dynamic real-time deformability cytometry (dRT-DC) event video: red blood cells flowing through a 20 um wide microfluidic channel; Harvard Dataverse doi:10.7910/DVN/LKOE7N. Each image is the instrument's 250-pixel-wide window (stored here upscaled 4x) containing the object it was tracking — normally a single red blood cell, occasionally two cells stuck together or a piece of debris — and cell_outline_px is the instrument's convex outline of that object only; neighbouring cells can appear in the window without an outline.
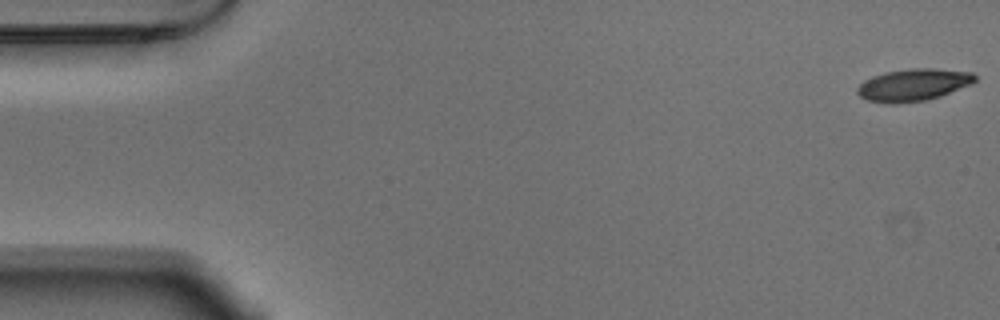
{"species": "Egyptian fruit bat (a non-hibernating species)", "species_latin": "Rousettus aegyptiacus", "temperature_condition": "warm", "stored_images_in_passage": 54, "camera_frame_rate_fps": 3000, "um_per_image_px": 0.085, "animal": {"sex": "male"}, "frame": {"image": 1, "passage_image": 1, "time_ms": 0.0, "image_size_px": [1000, 320], "cell_outline_px": [[976, 80], [972, 84], [940, 96], [924, 100], [896, 104], [892, 104], [868, 100], [860, 96], [856, 92], [856, 88], [864, 80], [872, 76], [884, 72], [912, 68], [936, 68], [972, 72], [976, 76]], "centroid_in_image_um": [77.63, 7.2], "position_along_channel_um": 7.4, "area_um2": 22.14}}
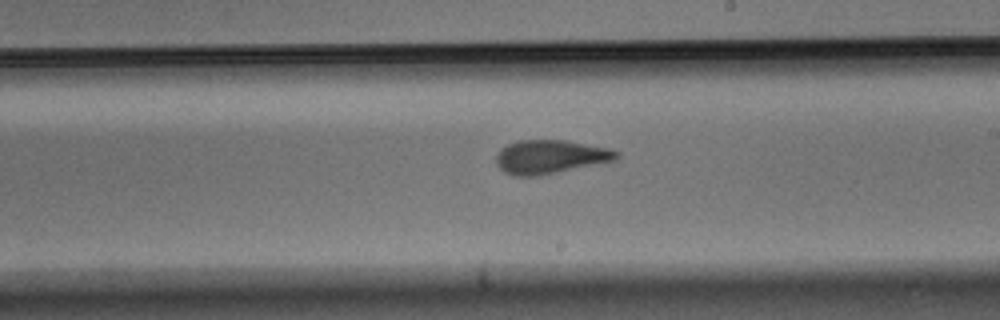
{"frame": {"image": 2, "passage_image": 31, "time_ms": 10.0, "image_size_px": [1000, 320], "cell_outline_px": [[620, 156], [616, 160], [540, 176], [512, 176], [504, 172], [496, 164], [496, 156], [500, 148], [508, 144], [520, 140], [568, 140], [612, 148], [620, 152]], "centroid_in_image_um": [46.8, 13.33], "position_along_channel_um": 242.2, "area_um2": 24.04}}
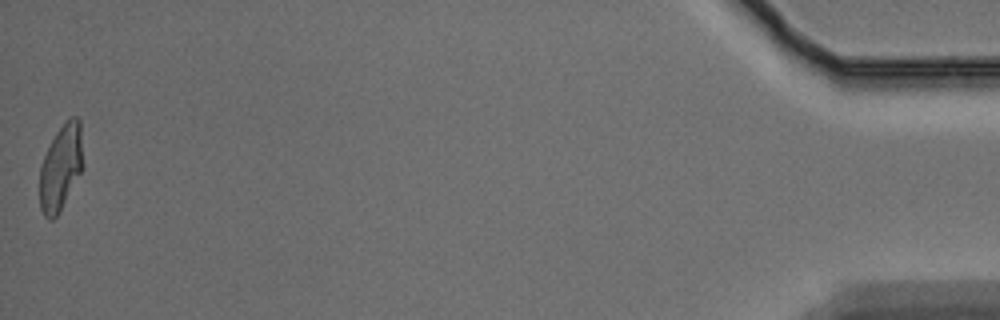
{"frame": {"image": 3, "passage_image": 54, "time_ms": 17.667, "image_size_px": [1000, 320], "cell_outline_px": [[80, 172], [60, 212], [52, 220], [48, 220], [44, 216], [40, 208], [40, 168], [44, 156], [56, 132], [68, 116], [76, 116], [80, 120]], "centroid_in_image_um": [5.12, 14.26], "position_along_channel_um": 430.1, "area_um2": 20.98}, "authors_computed_cell_mechanics": {"area_um2": 22.5998, "velocity_mm_per_s": 3.72, "shape_relaxation_time_tau1_ms": 4.7639, "shape_relaxation_time_tau2_ms": 1.556, "deformation_change_tau1": 0.1777, "deformation_change_tau2": 0.0935}}